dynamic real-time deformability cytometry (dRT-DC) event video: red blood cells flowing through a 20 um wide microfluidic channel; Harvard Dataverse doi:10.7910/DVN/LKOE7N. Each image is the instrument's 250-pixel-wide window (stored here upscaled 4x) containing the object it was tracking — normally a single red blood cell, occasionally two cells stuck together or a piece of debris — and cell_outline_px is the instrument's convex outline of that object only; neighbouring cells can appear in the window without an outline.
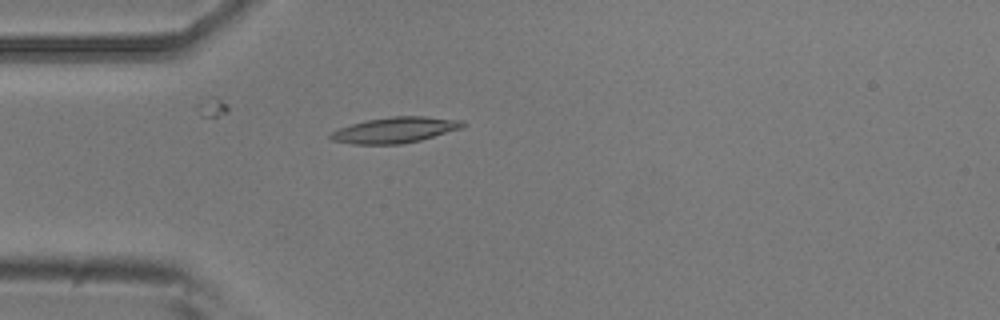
{"species": "common noctule bat (a hibernating species)", "species_latin": "Nyctalus noctula", "temperature_condition": "room temperature", "stored_images_in_passage": 4, "camera_frame_rate_fps": 3000, "um_per_image_px": 0.085, "animal": {"sex": "male", "body_mass_g": 20.5, "forearm_length_mm": 52.5}, "frame": {"image": 1, "passage_image": 4, "time_ms": 4.0, "image_size_px": [1000, 320], "cell_outline_px": [[468, 124], [464, 128], [420, 140], [400, 144], [352, 144], [332, 140], [328, 136], [332, 132], [340, 128], [364, 120], [392, 116], [424, 116], [464, 120]], "centroid_in_image_um": [33.64, 11.04], "position_along_channel_um": 51.4, "area_um2": 20.0}}